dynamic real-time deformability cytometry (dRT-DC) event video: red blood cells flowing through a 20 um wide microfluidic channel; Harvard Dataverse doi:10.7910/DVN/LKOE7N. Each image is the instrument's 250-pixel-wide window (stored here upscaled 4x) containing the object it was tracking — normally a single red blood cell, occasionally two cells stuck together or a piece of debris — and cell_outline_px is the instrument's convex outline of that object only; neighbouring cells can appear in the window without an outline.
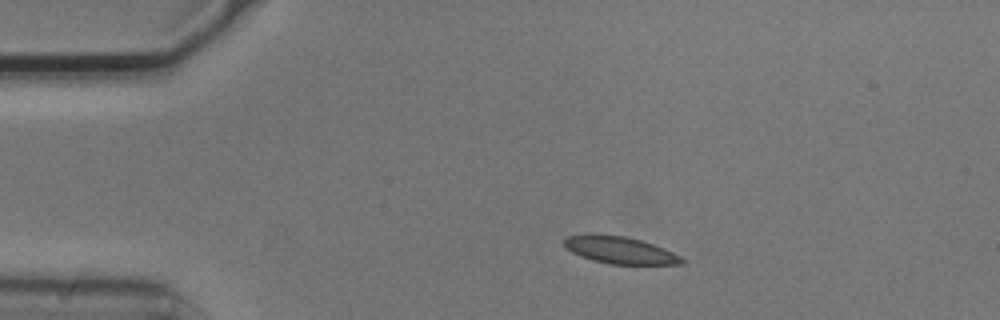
{"species": "common noctule bat (a hibernating species)", "species_latin": "Nyctalus noctula", "temperature_condition": "cold", "stored_images_in_passage": 2, "camera_frame_rate_fps": 3000, "um_per_image_px": 0.085, "animal": {"sex": "male", "body_mass_g": 20.5, "forearm_length_mm": 52.5}, "frame": {"image": 1, "passage_image": 2, "time_ms": 0.333, "image_size_px": [1000, 320], "cell_outline_px": [[684, 264], [612, 264], [592, 260], [580, 256], [572, 252], [564, 244], [564, 240], [568, 236], [624, 236], [640, 240], [664, 248], [680, 256], [684, 260]], "centroid_in_image_um": [52.75, 21.3], "position_along_channel_um": 32.2, "area_um2": 17.8}}